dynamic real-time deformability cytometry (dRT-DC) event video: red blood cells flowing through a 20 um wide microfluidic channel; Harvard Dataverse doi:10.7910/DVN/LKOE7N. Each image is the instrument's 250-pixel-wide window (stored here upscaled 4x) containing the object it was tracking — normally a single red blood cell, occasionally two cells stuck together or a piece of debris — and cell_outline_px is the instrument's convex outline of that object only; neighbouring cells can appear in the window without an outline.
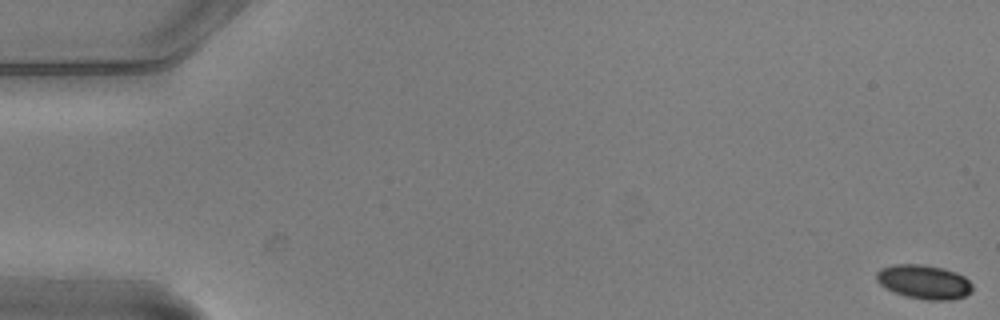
{"species": "common noctule bat (a hibernating species)", "species_latin": "Nyctalus noctula", "temperature_condition": "warm", "stored_images_in_passage": 6, "camera_frame_rate_fps": 3000, "um_per_image_px": 0.085, "animal": {"sex": "male", "body_mass_g": 20.5, "forearm_length_mm": 52.5}, "frame": {"image": 1, "passage_image": 1, "time_ms": 0.0, "image_size_px": [1000, 320], "cell_outline_px": [[972, 292], [964, 296], [952, 300], [928, 300], [904, 296], [880, 284], [876, 280], [876, 272], [880, 268], [892, 264], [920, 264], [944, 268], [956, 272], [964, 276], [972, 284]], "centroid_in_image_um": [78.54, 23.95], "position_along_channel_um": 6.5, "area_um2": 19.13}}
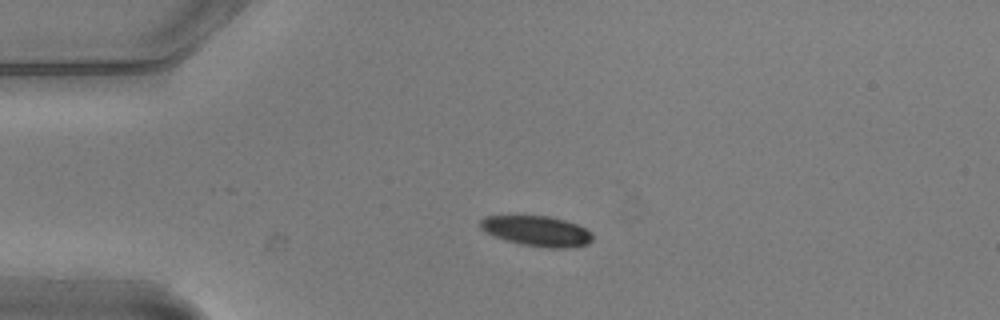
{"frame": {"image": 2, "passage_image": 4, "time_ms": 1.0, "image_size_px": [1000, 320], "cell_outline_px": [[592, 240], [588, 244], [564, 248], [548, 248], [520, 244], [496, 236], [480, 228], [480, 220], [484, 216], [548, 216], [564, 220], [576, 224], [592, 232]], "centroid_in_image_um": [45.65, 19.64], "position_along_channel_um": 39.3, "area_um2": 19.54}}